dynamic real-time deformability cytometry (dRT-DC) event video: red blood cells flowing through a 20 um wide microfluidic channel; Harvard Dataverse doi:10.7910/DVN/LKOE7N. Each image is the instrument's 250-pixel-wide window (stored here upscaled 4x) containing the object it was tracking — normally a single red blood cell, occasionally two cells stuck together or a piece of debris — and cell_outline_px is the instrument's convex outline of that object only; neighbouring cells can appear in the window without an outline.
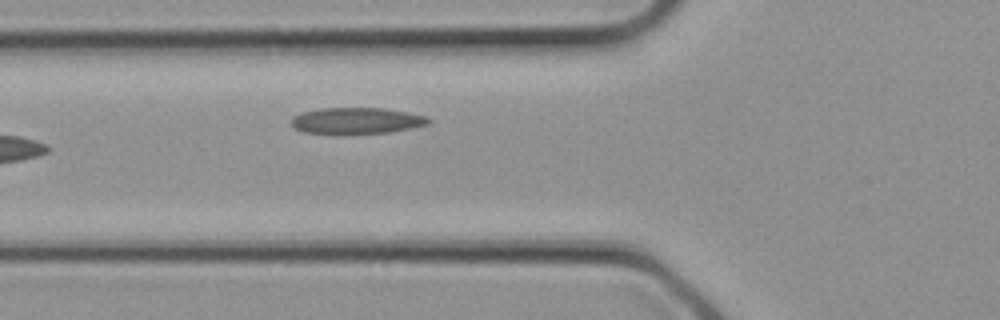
{"species": "common noctule bat (a hibernating species)", "species_latin": "Nyctalus noctula", "temperature_condition": "cold", "stored_images_in_passage": 2, "camera_frame_rate_fps": 3000, "um_per_image_px": 0.085, "animal": {"sex": "female", "body_mass_g": 21.9}, "frame": {"image": 1, "passage_image": 2, "time_ms": 0.333, "image_size_px": [1000, 320], "cell_outline_px": [[432, 120], [428, 124], [388, 132], [304, 132], [296, 128], [292, 124], [292, 116], [304, 112], [320, 108], [388, 108], [424, 116]], "centroid_in_image_um": [30.32, 10.22], "position_along_channel_um": 95.5, "area_um2": 20.17}}